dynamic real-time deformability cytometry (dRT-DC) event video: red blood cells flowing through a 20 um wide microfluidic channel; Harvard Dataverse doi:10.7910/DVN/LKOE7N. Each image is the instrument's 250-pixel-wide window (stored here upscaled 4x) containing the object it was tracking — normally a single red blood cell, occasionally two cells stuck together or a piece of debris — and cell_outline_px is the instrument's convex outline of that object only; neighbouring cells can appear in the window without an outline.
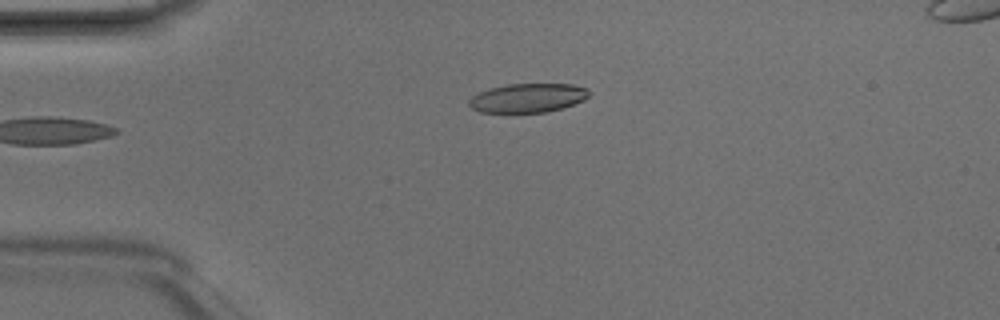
{"species": "Egyptian fruit bat (a non-hibernating species)", "species_latin": "Rousettus aegyptiacus", "temperature_condition": "room temperature", "stored_images_in_passage": 5, "camera_frame_rate_fps": 3000, "um_per_image_px": 0.085, "animal": {"sex": "male"}, "frame": {"image": 1, "passage_image": 5, "time_ms": 1.333, "image_size_px": [1000, 320], "cell_outline_px": [[588, 96], [584, 100], [564, 108], [548, 112], [480, 112], [472, 108], [468, 104], [468, 100], [472, 96], [480, 92], [492, 88], [508, 84], [572, 84], [588, 88]], "centroid_in_image_um": [44.88, 8.33], "position_along_channel_um": 40.1, "area_um2": 20.23}}